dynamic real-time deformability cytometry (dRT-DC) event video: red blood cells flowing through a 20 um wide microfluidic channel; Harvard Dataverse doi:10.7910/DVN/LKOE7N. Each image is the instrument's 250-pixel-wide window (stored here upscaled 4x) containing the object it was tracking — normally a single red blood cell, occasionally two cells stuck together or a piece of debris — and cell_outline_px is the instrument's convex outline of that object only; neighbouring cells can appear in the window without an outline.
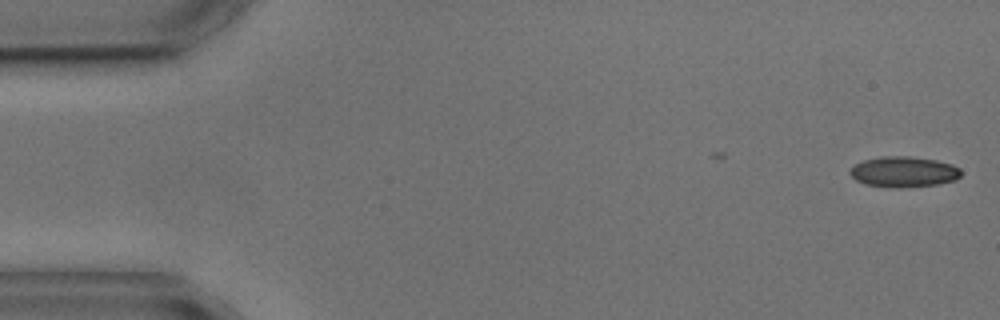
{"species": "common noctule bat (a hibernating species)", "species_latin": "Nyctalus noctula", "temperature_condition": "cold", "stored_images_in_passage": 2, "camera_frame_rate_fps": 3000, "um_per_image_px": 0.085, "animal": {"sex": "male", "body_mass_g": 17.9, "forearm_length_mm": 54.2}, "frame": {"image": 1, "passage_image": 2, "time_ms": 1.333, "image_size_px": [1000, 320], "cell_outline_px": [[960, 176], [956, 180], [936, 184], [900, 188], [892, 188], [864, 184], [856, 180], [848, 172], [856, 164], [864, 160], [884, 156], [908, 156], [936, 160], [952, 164], [960, 168]], "centroid_in_image_um": [76.82, 14.61], "position_along_channel_um": 8.2, "area_um2": 19.77}}